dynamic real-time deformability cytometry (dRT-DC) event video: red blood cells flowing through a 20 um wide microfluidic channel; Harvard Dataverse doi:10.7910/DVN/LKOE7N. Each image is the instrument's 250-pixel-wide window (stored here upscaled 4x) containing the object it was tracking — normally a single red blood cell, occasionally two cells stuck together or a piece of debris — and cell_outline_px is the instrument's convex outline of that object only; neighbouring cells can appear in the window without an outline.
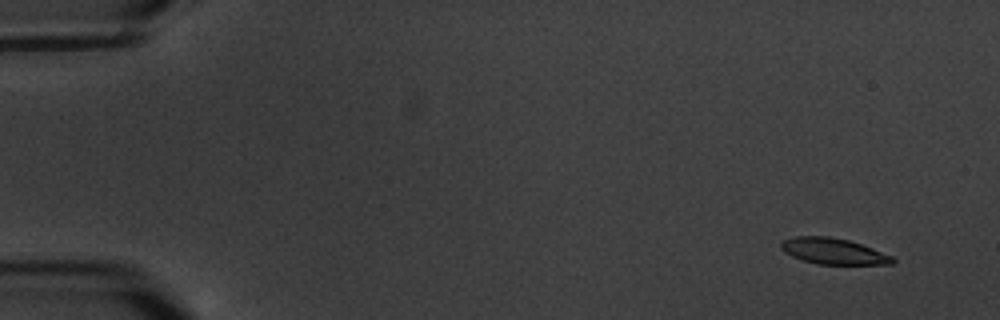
{"species": "common noctule bat (a hibernating species)", "species_latin": "Nyctalus noctula", "temperature_condition": "warm", "stored_images_in_passage": 11, "camera_frame_rate_fps": 3000, "um_per_image_px": 0.085, "animal": {"sex": "male", "body_mass_g": 20.1, "forearm_length_mm": 53.5}, "frame": {"image": 1, "passage_image": 1, "time_ms": 0.0, "image_size_px": [1000, 320], "cell_outline_px": [[896, 260], [892, 264], [816, 264], [792, 256], [784, 252], [780, 248], [780, 244], [784, 240], [796, 236], [828, 236], [848, 240], [872, 248], [892, 256]], "centroid_in_image_um": [70.82, 21.35], "position_along_channel_um": 14.2, "area_um2": 16.76}}
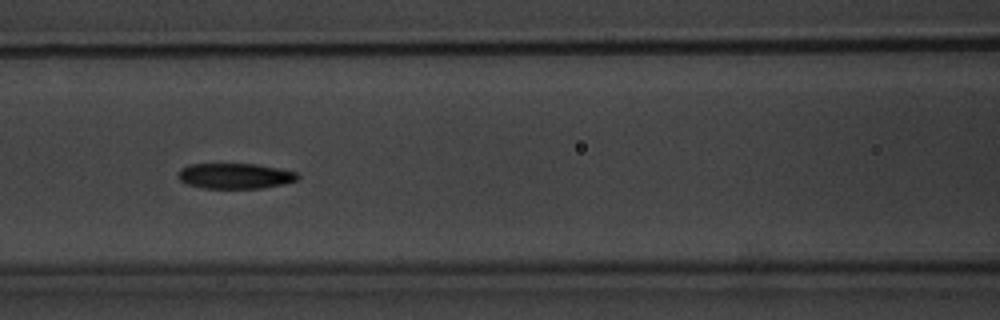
{"frame": {"image": 2, "passage_image": 7, "time_ms": 7.667, "image_size_px": [1000, 320], "cell_outline_px": [[300, 176], [296, 180], [284, 184], [260, 188], [200, 188], [188, 184], [180, 180], [176, 176], [180, 168], [192, 164], [256, 164], [296, 172]], "centroid_in_image_um": [19.94, 14.96], "position_along_channel_um": 146.7, "area_um2": 17.69}}
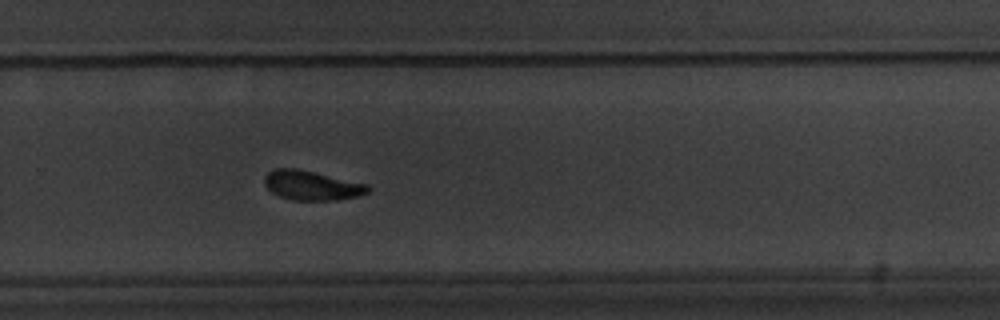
{"frame": {"image": 3, "passage_image": 11, "time_ms": 12.333, "image_size_px": [1000, 320], "cell_outline_px": [[372, 188], [368, 192], [356, 196], [336, 200], [292, 200], [280, 196], [272, 192], [264, 184], [264, 176], [268, 172], [276, 168], [296, 168], [368, 184]], "centroid_in_image_um": [26.49, 15.76], "position_along_channel_um": 303.3, "area_um2": 17.69}}